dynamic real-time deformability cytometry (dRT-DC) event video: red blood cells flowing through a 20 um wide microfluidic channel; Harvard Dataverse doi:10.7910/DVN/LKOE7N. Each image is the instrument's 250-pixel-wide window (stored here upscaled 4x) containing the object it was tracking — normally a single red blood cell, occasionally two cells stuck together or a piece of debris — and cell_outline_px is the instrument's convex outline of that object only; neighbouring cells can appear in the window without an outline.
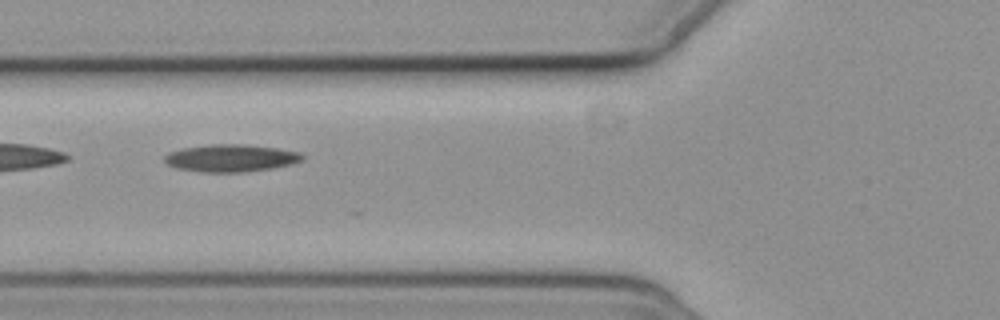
{"species": "common noctule bat (a hibernating species)", "species_latin": "Nyctalus noctula", "temperature_condition": "cold", "stored_images_in_passage": 6, "camera_frame_rate_fps": 3000, "um_per_image_px": 0.085, "animal": {"sex": "female", "body_mass_g": 19.3, "forearm_length_mm": 54.1}, "frame": {"image": 1, "passage_image": 2, "time_ms": 1.333, "image_size_px": [1000, 320], "cell_outline_px": [[304, 160], [292, 164], [272, 168], [244, 172], [204, 172], [176, 168], [168, 164], [164, 160], [164, 156], [168, 152], [180, 148], [208, 144], [244, 144], [276, 148], [300, 152], [304, 156]], "centroid_in_image_um": [19.62, 13.43], "position_along_channel_um": 106.2, "area_um2": 22.14}}
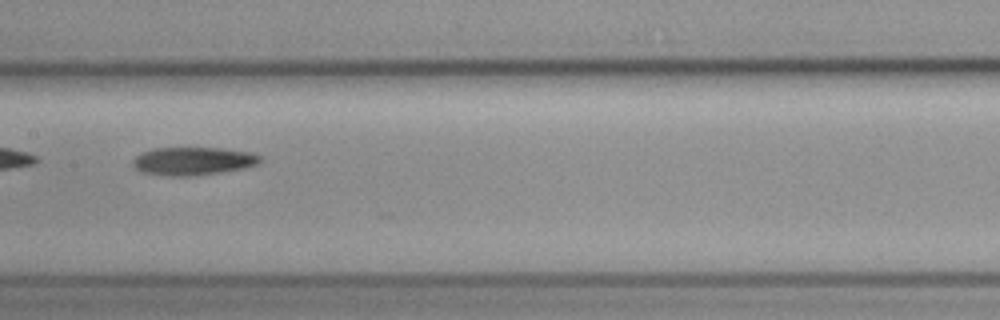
{"frame": {"image": 2, "passage_image": 4, "time_ms": 3.667, "image_size_px": [1000, 320], "cell_outline_px": [[264, 160], [260, 164], [244, 168], [196, 176], [172, 176], [144, 172], [136, 168], [132, 164], [136, 156], [152, 148], [220, 148], [252, 152], [260, 156]], "centroid_in_image_um": [16.49, 13.69], "position_along_channel_um": 190.9, "area_um2": 20.81}}
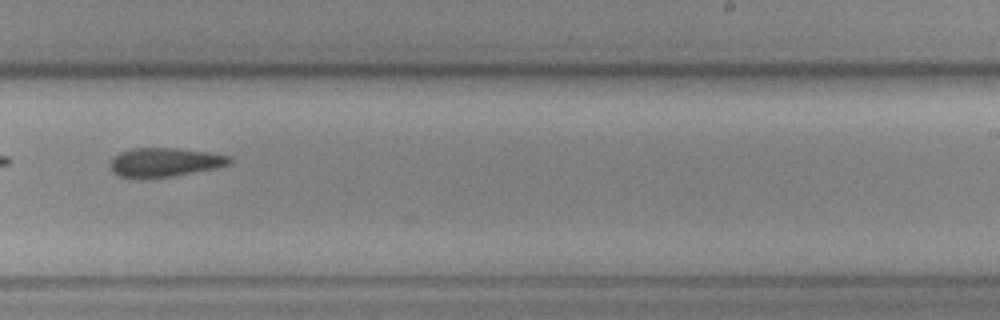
{"frame": {"image": 3, "passage_image": 6, "time_ms": 6.0, "image_size_px": [1000, 320], "cell_outline_px": [[232, 164], [216, 168], [172, 176], [120, 176], [112, 172], [108, 164], [120, 152], [132, 148], [176, 148], [208, 152], [232, 156]], "centroid_in_image_um": [14.06, 13.76], "position_along_channel_um": 274.9, "area_um2": 19.77}}